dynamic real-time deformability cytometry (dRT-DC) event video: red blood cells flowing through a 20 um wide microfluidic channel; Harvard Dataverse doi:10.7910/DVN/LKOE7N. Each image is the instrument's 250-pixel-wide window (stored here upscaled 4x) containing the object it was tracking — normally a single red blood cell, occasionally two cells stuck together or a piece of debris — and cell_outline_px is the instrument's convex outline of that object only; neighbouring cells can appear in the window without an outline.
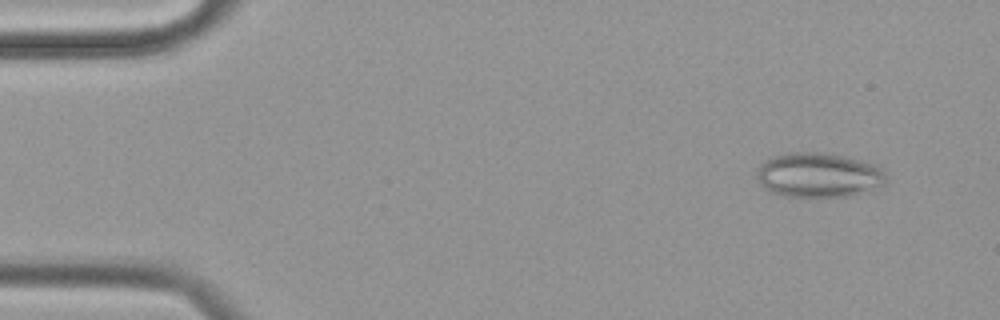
{"species": "common noctule bat (a hibernating species)", "species_latin": "Nyctalus noctula", "temperature_condition": "cold", "stored_images_in_passage": 58, "camera_frame_rate_fps": 3000, "um_per_image_px": 0.085, "animal": {"sex": "female", "body_mass_g": 19.9}, "frame": {"image": 1, "passage_image": 5, "time_ms": 1.333, "image_size_px": [1000, 320], "cell_outline_px": [[888, 180], [884, 184], [868, 192], [848, 196], [784, 196], [772, 192], [764, 188], [760, 184], [756, 176], [756, 172], [760, 164], [764, 160], [772, 156], [788, 152], [828, 152], [876, 164], [884, 172]], "centroid_in_image_um": [69.58, 14.86], "position_along_channel_um": 15.4, "area_um2": 34.04}}
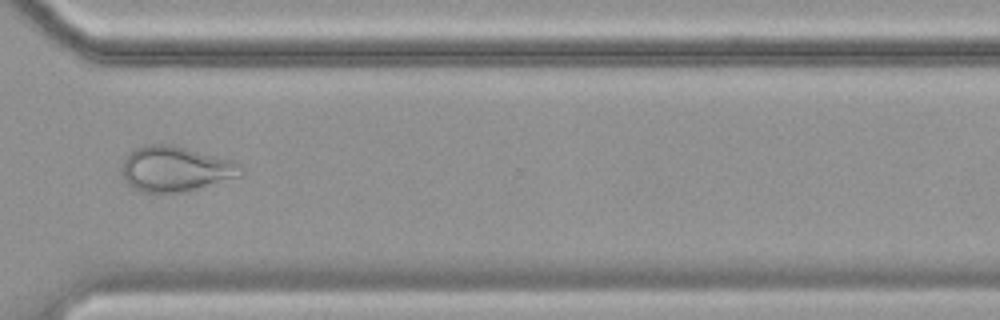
{"frame": {"image": 2, "passage_image": 43, "time_ms": 14.0, "image_size_px": [1000, 320], "cell_outline_px": [[244, 168], [240, 176], [184, 192], [140, 192], [132, 188], [124, 180], [120, 168], [128, 152], [132, 148], [148, 144], [172, 144], [232, 160], [240, 164]], "centroid_in_image_um": [14.87, 14.34], "position_along_channel_um": 355.7, "area_um2": 31.62}}
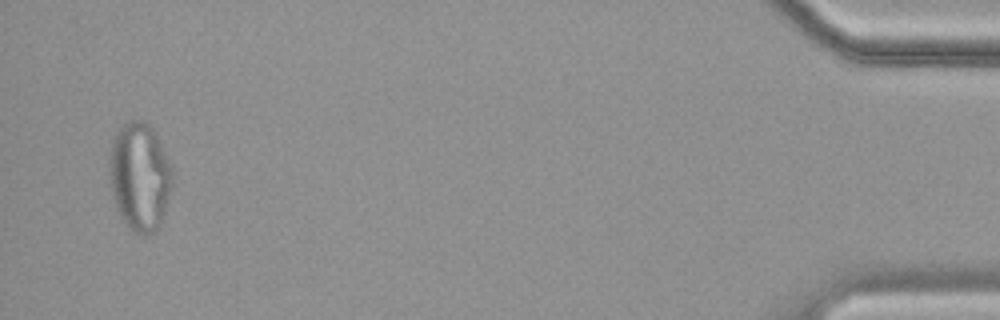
{"frame": {"image": 3, "passage_image": 56, "time_ms": 18.333, "image_size_px": [1000, 320], "cell_outline_px": [[172, 188], [164, 212], [156, 232], [148, 236], [144, 236], [132, 232], [120, 216], [116, 208], [112, 192], [108, 168], [112, 140], [116, 132], [124, 124], [132, 120], [144, 120], [152, 128], [172, 164]], "centroid_in_image_um": [11.88, 15.03], "position_along_channel_um": 423.3, "area_um2": 40.06}}